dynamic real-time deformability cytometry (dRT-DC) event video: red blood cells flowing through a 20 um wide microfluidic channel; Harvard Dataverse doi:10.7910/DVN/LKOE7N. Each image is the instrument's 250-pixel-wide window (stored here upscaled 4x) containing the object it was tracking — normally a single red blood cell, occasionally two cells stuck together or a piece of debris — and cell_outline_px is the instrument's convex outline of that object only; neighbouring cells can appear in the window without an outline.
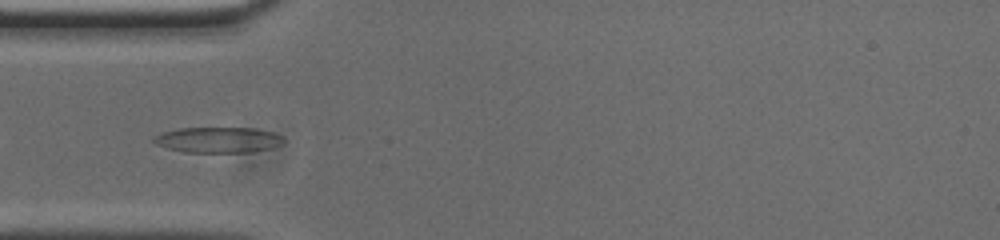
{"species": "common noctule bat (a hibernating species)", "species_latin": "Nyctalus noctula", "temperature_condition": "cold", "stored_images_in_passage": 41, "camera_frame_rate_fps": 3000, "um_per_image_px": 0.085, "animal": {"sex": "male", "body_mass_g": 20.0, "forearm_length_mm": 53.3}, "frame": {"image": 1, "passage_image": 3, "time_ms": 0.667, "image_size_px": [1000, 240], "cell_outline_px": [[284, 140], [280, 144], [268, 148], [252, 152], [184, 152], [168, 148], [156, 144], [152, 140], [160, 132], [180, 128], [256, 128], [272, 132], [280, 136]], "centroid_in_image_um": [18.5, 11.88], "position_along_channel_um": 66.5, "area_um2": 19.19}}
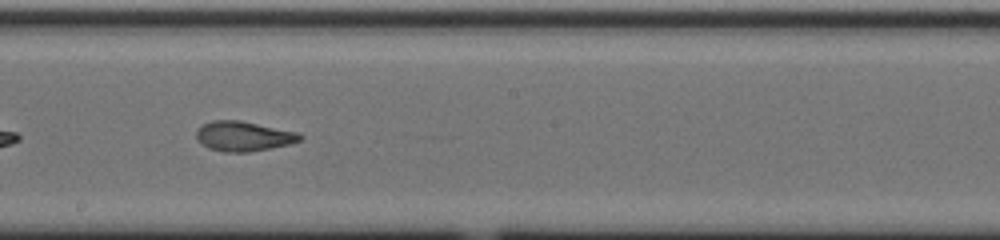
{"frame": {"image": 2, "passage_image": 16, "time_ms": 5.0, "image_size_px": [1000, 240], "cell_outline_px": [[304, 136], [300, 140], [288, 144], [248, 152], [224, 152], [208, 148], [196, 136], [196, 128], [212, 120], [240, 120], [300, 132]], "centroid_in_image_um": [20.71, 11.56], "position_along_channel_um": 227.5, "area_um2": 17.98}}
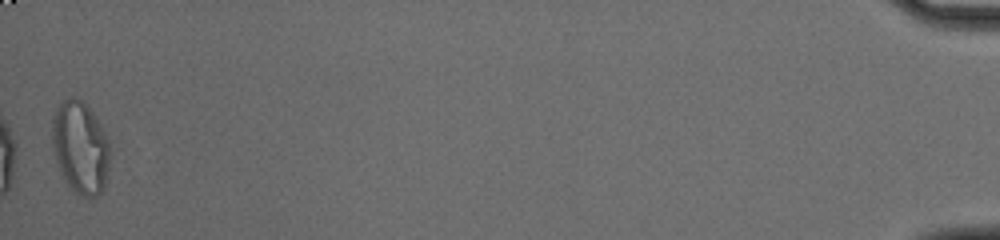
{"frame": {"image": 3, "passage_image": 41, "time_ms": 13.333, "image_size_px": [1000, 240], "cell_outline_px": [[108, 164], [104, 188], [96, 196], [80, 196], [68, 184], [60, 172], [56, 164], [52, 148], [52, 116], [60, 100], [72, 96], [88, 104], [96, 116], [108, 140]], "centroid_in_image_um": [6.79, 12.48], "position_along_channel_um": 428.4, "area_um2": 31.21}, "authors_computed_cell_mechanics": {"area_um2": 18.4382, "velocity_mm_per_s": 3.7023, "shape_relaxation_time_tau1_ms": null, "shape_relaxation_time_tau2_ms": 2.4917, "deformation_change_tau1": null, "deformation_change_tau2": 0.092}}